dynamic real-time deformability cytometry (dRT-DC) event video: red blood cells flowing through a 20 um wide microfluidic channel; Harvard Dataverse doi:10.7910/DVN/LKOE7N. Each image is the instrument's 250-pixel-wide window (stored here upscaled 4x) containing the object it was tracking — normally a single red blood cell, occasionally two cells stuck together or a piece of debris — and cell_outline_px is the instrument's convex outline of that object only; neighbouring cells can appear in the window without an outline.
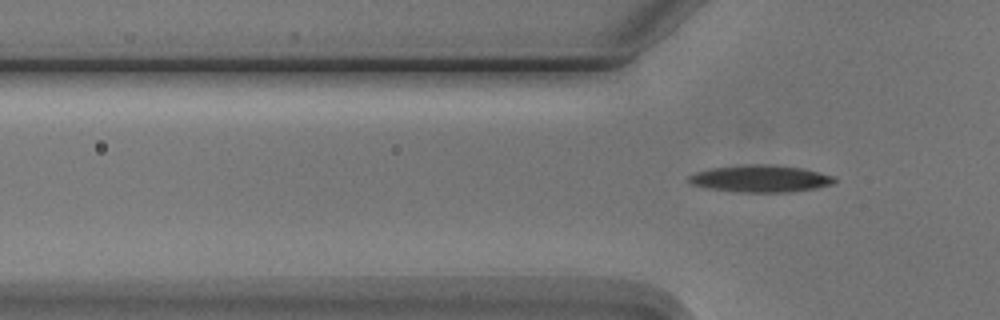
{"species": "Egyptian fruit bat (a non-hibernating species)", "species_latin": "Rousettus aegyptiacus", "temperature_condition": "cold", "stored_images_in_passage": 3, "camera_frame_rate_fps": 3000, "um_per_image_px": 0.085, "animal": {"sex": "male"}, "frame": {"image": 1, "passage_image": 3, "time_ms": 3.333, "image_size_px": [1000, 320], "cell_outline_px": [[836, 184], [816, 188], [788, 192], [736, 192], [708, 188], [692, 184], [688, 180], [688, 176], [696, 172], [708, 168], [744, 164], [772, 164], [800, 168], [832, 176], [836, 180]], "centroid_in_image_um": [64.61, 15.18], "position_along_channel_um": 61.2, "area_um2": 23.0}}